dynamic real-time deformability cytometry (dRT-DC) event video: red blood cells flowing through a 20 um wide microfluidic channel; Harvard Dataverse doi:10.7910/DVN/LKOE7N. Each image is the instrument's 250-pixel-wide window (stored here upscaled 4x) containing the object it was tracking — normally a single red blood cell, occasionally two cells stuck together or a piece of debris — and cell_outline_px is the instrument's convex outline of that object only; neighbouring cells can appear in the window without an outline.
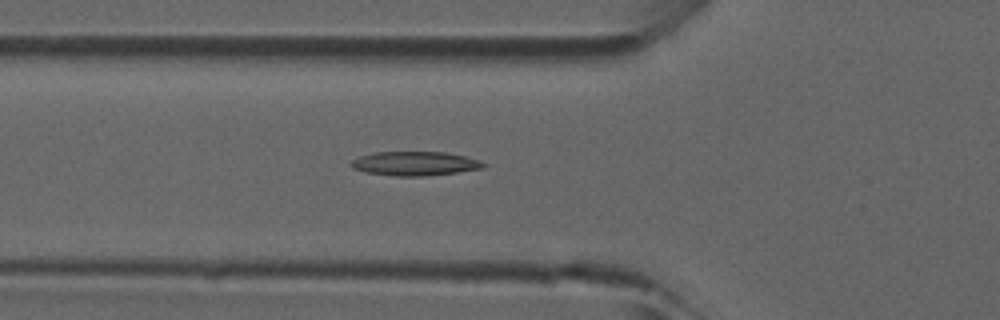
{"species": "common noctule bat (a hibernating species)", "species_latin": "Nyctalus noctula", "temperature_condition": "room temperature", "stored_images_in_passage": 32, "camera_frame_rate_fps": 3000, "um_per_image_px": 0.085, "animal": {"sex": "male", "forearm_length_mm": 52.5}, "frame": {"image": 1, "passage_image": 2, "time_ms": 0.333, "image_size_px": [1000, 320], "cell_outline_px": [[484, 168], [428, 176], [396, 176], [364, 172], [352, 168], [348, 164], [352, 160], [360, 156], [376, 152], [444, 152], [464, 156], [480, 160], [484, 164]], "centroid_in_image_um": [35.22, 13.9], "position_along_channel_um": 90.6, "area_um2": 18.55}}
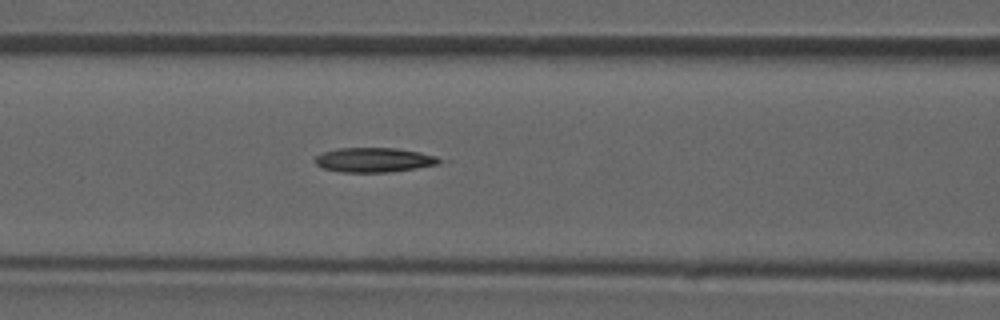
{"frame": {"image": 2, "passage_image": 5, "time_ms": 1.333, "image_size_px": [1000, 320], "cell_outline_px": [[452, 160], [436, 164], [416, 168], [388, 172], [340, 172], [320, 168], [312, 160], [316, 156], [324, 152], [340, 148], [396, 148], [420, 152]], "centroid_in_image_um": [31.83, 13.59], "position_along_channel_um": 134.8, "area_um2": 18.03}}
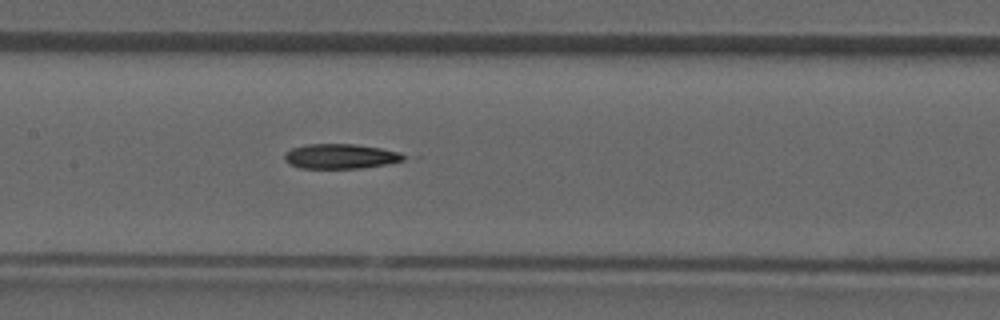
{"frame": {"image": 3, "passage_image": 8, "time_ms": 2.333, "image_size_px": [1000, 320], "cell_outline_px": [[408, 156], [404, 160], [388, 164], [364, 168], [300, 168], [288, 164], [284, 160], [284, 156], [292, 148], [308, 144], [356, 144], [380, 148], [400, 152]], "centroid_in_image_um": [28.98, 13.29], "position_along_channel_um": 178.4, "area_um2": 17.34}}